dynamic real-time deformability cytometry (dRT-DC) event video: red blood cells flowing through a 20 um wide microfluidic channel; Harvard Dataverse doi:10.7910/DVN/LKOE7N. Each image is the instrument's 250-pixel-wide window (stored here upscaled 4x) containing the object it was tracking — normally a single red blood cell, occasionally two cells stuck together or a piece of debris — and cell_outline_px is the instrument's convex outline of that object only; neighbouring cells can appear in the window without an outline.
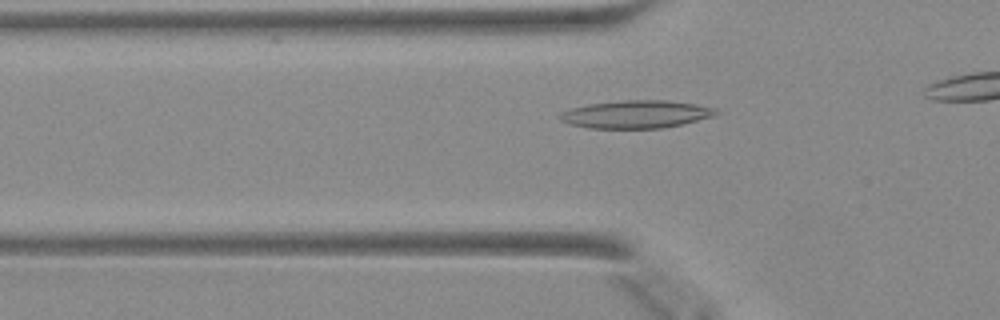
{"species": "Egyptian fruit bat (a non-hibernating species)", "species_latin": "Rousettus aegyptiacus", "temperature_condition": "warm", "stored_images_in_passage": 21, "camera_frame_rate_fps": 3000, "um_per_image_px": 0.085, "animal": {"sex": "female"}, "frame": {"image": 1, "passage_image": 4, "time_ms": 1.0, "image_size_px": [1000, 320], "cell_outline_px": [[720, 112], [716, 116], [684, 124], [664, 128], [588, 128], [572, 124], [560, 120], [556, 116], [560, 112], [568, 108], [588, 104], [620, 100], [668, 100], [696, 104], [716, 108]], "centroid_in_image_um": [54.08, 9.71], "position_along_channel_um": 71.7, "area_um2": 25.72}}
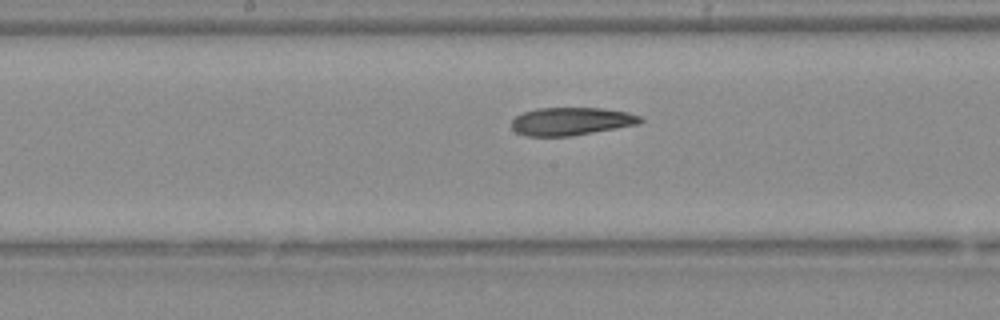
{"frame": {"image": 2, "passage_image": 13, "time_ms": 4.0, "image_size_px": [1000, 320], "cell_outline_px": [[644, 120], [640, 124], [572, 136], [524, 136], [516, 132], [512, 128], [512, 120], [516, 116], [524, 112], [536, 108], [604, 108], [628, 112], [640, 116]], "centroid_in_image_um": [48.57, 10.31], "position_along_channel_um": 199.6, "area_um2": 21.1}}
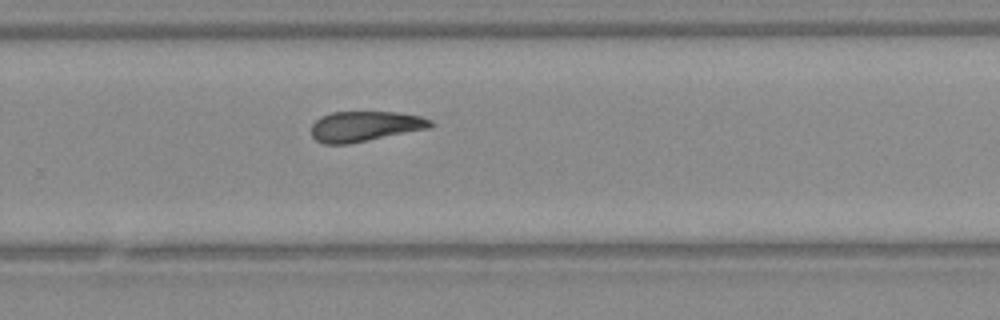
{"frame": {"image": 3, "passage_image": 20, "time_ms": 6.333, "image_size_px": [1000, 320], "cell_outline_px": [[432, 124], [428, 128], [348, 144], [324, 144], [316, 140], [312, 136], [312, 124], [320, 116], [332, 112], [396, 112], [420, 116], [432, 120]], "centroid_in_image_um": [30.98, 10.73], "position_along_channel_um": 298.8, "area_um2": 20.81}}